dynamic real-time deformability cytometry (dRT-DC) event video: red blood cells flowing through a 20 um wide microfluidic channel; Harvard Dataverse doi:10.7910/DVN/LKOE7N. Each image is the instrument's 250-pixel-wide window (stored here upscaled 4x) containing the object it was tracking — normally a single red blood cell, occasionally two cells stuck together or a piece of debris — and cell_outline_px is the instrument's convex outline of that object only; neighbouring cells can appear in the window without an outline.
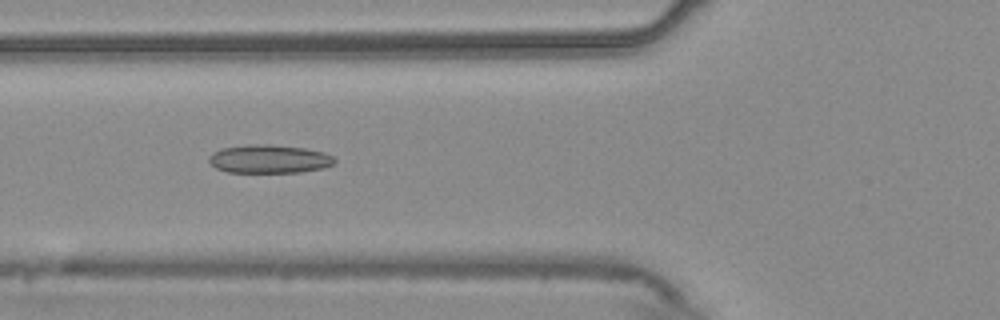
{"species": "common noctule bat (a hibernating species)", "species_latin": "Nyctalus noctula", "temperature_condition": "warm", "stored_images_in_passage": 48, "camera_frame_rate_fps": 3000, "um_per_image_px": 0.085, "animal": {"sex": "male", "body_mass_g": 20.4}, "frame": {"image": 1, "passage_image": 14, "time_ms": 4.333, "image_size_px": [1000, 320], "cell_outline_px": [[336, 160], [332, 164], [324, 168], [300, 172], [228, 172], [216, 168], [208, 160], [208, 156], [212, 152], [224, 148], [248, 144], [268, 144], [304, 148], [324, 152], [332, 156]], "centroid_in_image_um": [22.87, 13.51], "position_along_channel_um": 102.9, "area_um2": 20.75}}
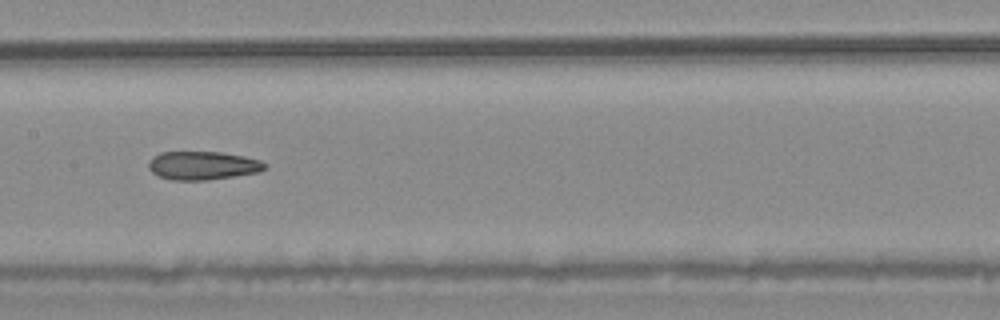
{"frame": {"image": 2, "passage_image": 21, "time_ms": 6.667, "image_size_px": [1000, 320], "cell_outline_px": [[268, 164], [260, 172], [208, 180], [172, 180], [160, 176], [152, 172], [148, 168], [148, 160], [152, 156], [160, 152], [220, 152], [244, 156], [260, 160]], "centroid_in_image_um": [17.22, 14.06], "position_along_channel_um": 190.2, "area_um2": 19.36}}
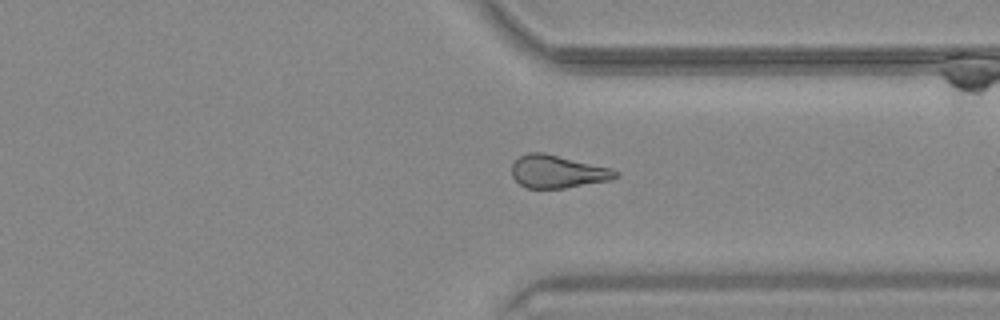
{"frame": {"image": 3, "passage_image": 35, "time_ms": 11.333, "image_size_px": [1000, 320], "cell_outline_px": [[620, 176], [612, 180], [564, 188], [528, 188], [520, 184], [512, 176], [512, 164], [520, 156], [528, 152], [544, 152], [612, 168], [620, 172]], "centroid_in_image_um": [47.44, 14.58], "position_along_channel_um": 364.0, "area_um2": 20.0}, "authors_computed_cell_mechanics": {"area_um2": 20.2878, "velocity_mm_per_s": 3.7302, "shape_relaxation_time_tau1_ms": null, "shape_relaxation_time_tau2_ms": 6.6938, "deformation_change_tau1": null, "deformation_change_tau2": 0.1584}}